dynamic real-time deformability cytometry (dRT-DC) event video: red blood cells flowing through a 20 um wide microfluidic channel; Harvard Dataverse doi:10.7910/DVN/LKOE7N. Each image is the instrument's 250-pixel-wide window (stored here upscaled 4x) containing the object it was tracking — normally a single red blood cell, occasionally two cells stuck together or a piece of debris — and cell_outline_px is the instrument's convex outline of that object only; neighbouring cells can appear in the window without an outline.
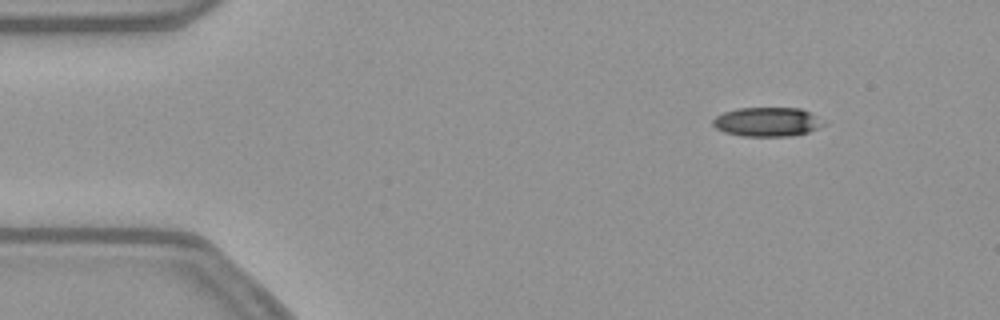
{"species": "common noctule bat (a hibernating species)", "species_latin": "Nyctalus noctula", "temperature_condition": "warm", "stored_images_in_passage": 48, "camera_frame_rate_fps": 3000, "um_per_image_px": 0.085, "animal": {"sex": "female", "body_mass_g": 21.9}, "frame": {"image": 1, "passage_image": 1, "time_ms": 0.0, "image_size_px": [1000, 320], "cell_outline_px": [[816, 128], [808, 132], [792, 136], [744, 136], [724, 132], [716, 128], [712, 124], [712, 120], [716, 116], [724, 112], [736, 108], [800, 108], [808, 112], [812, 116]], "centroid_in_image_um": [65.02, 10.36], "position_along_channel_um": 20.0, "area_um2": 18.03}}
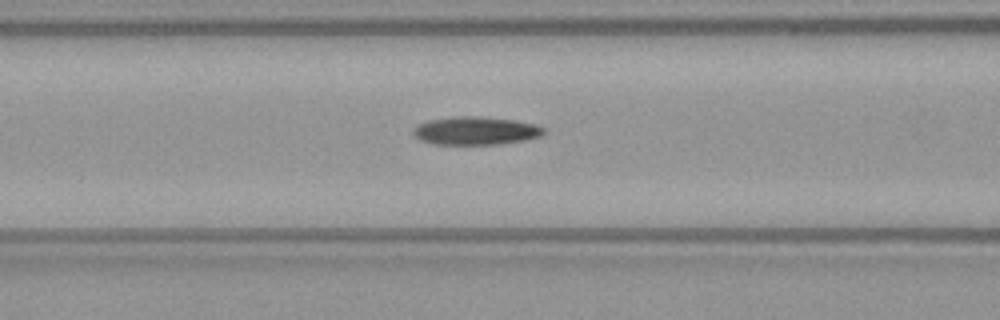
{"frame": {"image": 2, "passage_image": 16, "time_ms": 5.0, "image_size_px": [1000, 320], "cell_outline_px": [[544, 132], [540, 136], [524, 140], [500, 144], [432, 144], [420, 140], [412, 132], [412, 128], [416, 124], [428, 120], [452, 116], [480, 116], [516, 120], [536, 124], [544, 128]], "centroid_in_image_um": [40.39, 11.1], "position_along_channel_um": 126.2, "area_um2": 21.62}}
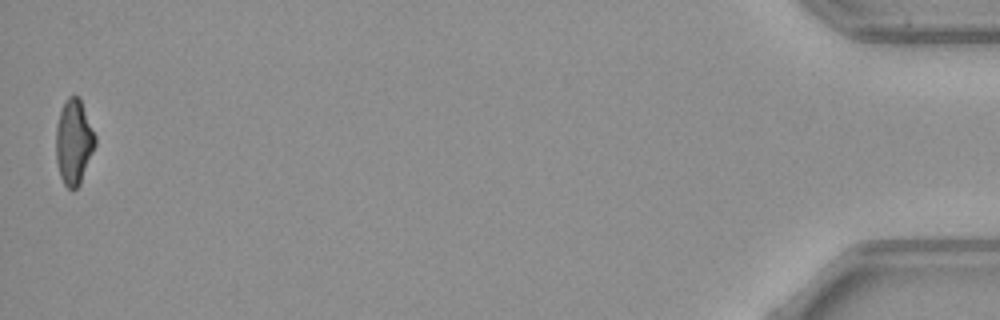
{"frame": {"image": 3, "passage_image": 48, "time_ms": 15.667, "image_size_px": [1000, 320], "cell_outline_px": [[96, 144], [80, 184], [72, 192], [64, 184], [60, 176], [56, 160], [56, 124], [60, 112], [68, 96], [80, 96], [96, 136]], "centroid_in_image_um": [6.28, 12.07], "position_along_channel_um": 428.9, "area_um2": 19.59}, "authors_computed_cell_mechanics": {"area_um2": 20.808, "velocity_mm_per_s": 3.8045, "shape_relaxation_time_tau1_ms": null, "shape_relaxation_time_tau2_ms": 9.1656, "deformation_change_tau1": null, "deformation_change_tau2": 0.221}}